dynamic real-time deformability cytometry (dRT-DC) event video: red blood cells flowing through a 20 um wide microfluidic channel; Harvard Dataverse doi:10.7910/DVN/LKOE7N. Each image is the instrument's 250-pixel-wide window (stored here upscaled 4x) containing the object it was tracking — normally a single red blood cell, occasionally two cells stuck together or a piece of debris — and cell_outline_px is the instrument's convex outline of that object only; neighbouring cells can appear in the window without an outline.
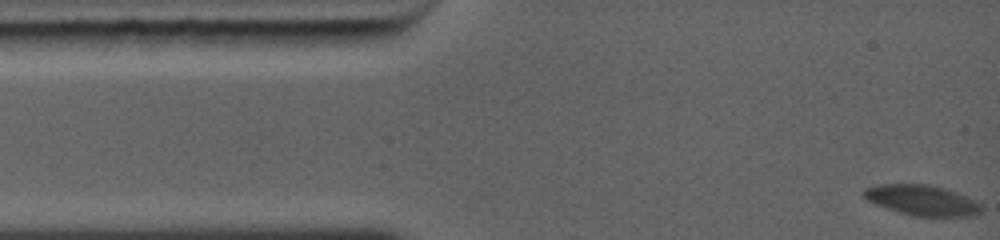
{"species": "common noctule bat (a hibernating species)", "species_latin": "Nyctalus noctula", "temperature_condition": "warm", "stored_images_in_passage": 30, "camera_frame_rate_fps": 5000, "um_per_image_px": 0.085, "animal": {"sex": "female", "body_mass_g": 19.0, "forearm_length_mm": 56.7}, "frame": {"image": 1, "passage_image": 1, "time_ms": 0.0, "image_size_px": [1000, 240], "cell_outline_px": [[984, 208], [980, 212], [968, 216], [912, 216], [876, 204], [868, 200], [864, 196], [864, 188], [880, 184], [928, 184], [944, 188], [956, 192], [980, 204]], "centroid_in_image_um": [78.36, 17.01], "position_along_channel_um": 6.6, "area_um2": 20.46}}
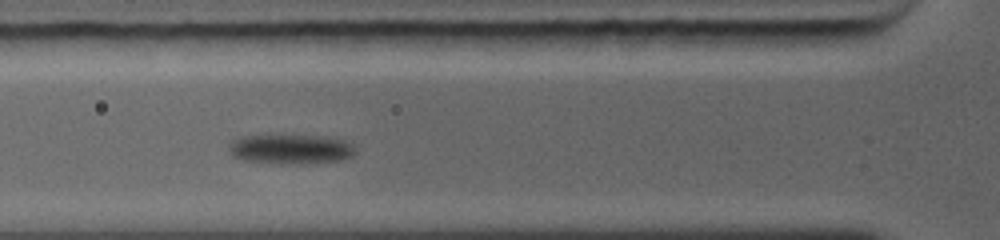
{"frame": {"image": 2, "passage_image": 18, "time_ms": 4.2, "image_size_px": [1000, 240], "cell_outline_px": [[356, 152], [352, 156], [340, 160], [300, 164], [280, 164], [240, 160], [232, 156], [228, 152], [228, 140], [232, 136], [268, 132], [272, 132], [320, 136], [344, 140], [356, 144]], "centroid_in_image_um": [24.56, 12.61], "position_along_channel_um": 101.2, "area_um2": 23.7}}
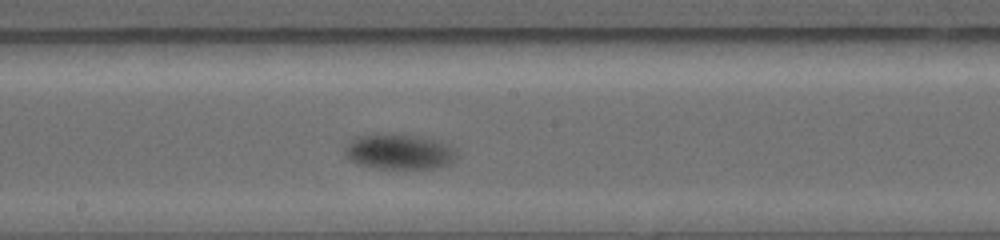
{"frame": {"image": 3, "passage_image": 30, "time_ms": 7.0, "image_size_px": [1000, 240], "cell_outline_px": [[456, 156], [448, 164], [436, 168], [380, 168], [356, 164], [344, 152], [344, 148], [356, 136], [380, 132], [420, 136], [448, 144], [456, 152]], "centroid_in_image_um": [33.89, 12.87], "position_along_channel_um": 214.3, "area_um2": 22.95}}